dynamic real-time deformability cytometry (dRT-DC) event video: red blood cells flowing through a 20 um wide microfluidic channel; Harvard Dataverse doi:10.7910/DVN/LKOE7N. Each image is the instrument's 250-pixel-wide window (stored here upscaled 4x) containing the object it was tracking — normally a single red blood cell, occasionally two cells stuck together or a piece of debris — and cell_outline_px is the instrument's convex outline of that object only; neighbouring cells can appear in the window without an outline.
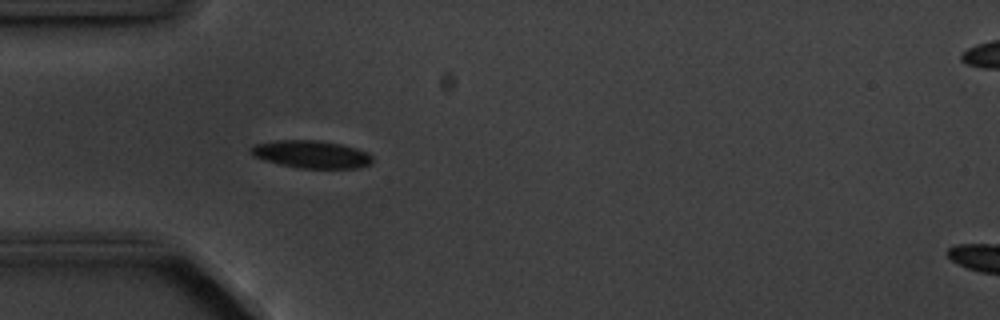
{"species": "common noctule bat (a hibernating species)", "species_latin": "Nyctalus noctula", "temperature_condition": "cold", "stored_images_in_passage": 5, "camera_frame_rate_fps": 3000, "um_per_image_px": 0.085, "animal": {"sex": "male", "body_mass_g": 20.1, "forearm_length_mm": 53.5}, "frame": {"image": 1, "passage_image": 5, "time_ms": 4.667, "image_size_px": [1000, 320], "cell_outline_px": [[372, 164], [356, 168], [300, 168], [280, 164], [264, 160], [252, 156], [248, 152], [248, 148], [252, 144], [276, 140], [320, 140], [340, 144], [356, 148], [368, 152], [372, 156]], "centroid_in_image_um": [26.41, 13.1], "position_along_channel_um": 58.6, "area_um2": 19.83}}